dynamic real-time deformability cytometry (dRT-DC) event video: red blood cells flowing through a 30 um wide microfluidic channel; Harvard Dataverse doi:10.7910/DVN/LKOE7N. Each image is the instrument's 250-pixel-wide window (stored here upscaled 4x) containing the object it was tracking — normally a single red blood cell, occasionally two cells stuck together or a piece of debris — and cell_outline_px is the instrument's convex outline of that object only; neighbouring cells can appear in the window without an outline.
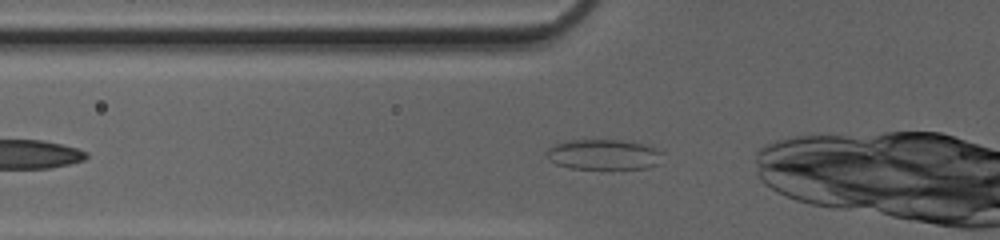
{"species": "common noctule bat (a hibernating species)", "species_latin": "Nyctalus noctula", "temperature_condition": "cold", "stored_images_in_passage": 29, "camera_frame_rate_fps": 3000, "um_per_image_px": 0.085, "animal": {"sex": "female", "body_mass_g": 20.0, "forearm_length_mm": 54.0}, "frame": {"image": 1, "passage_image": 2, "time_ms": 0.333, "image_size_px": [1000, 240], "cell_outline_px": [[664, 152], [660, 164], [648, 168], [568, 168], [556, 164], [548, 160], [544, 152], [552, 144], [568, 140], [632, 140], [652, 144]], "centroid_in_image_um": [51.37, 13.11], "position_along_channel_um": 74.4, "area_um2": 21.27}}
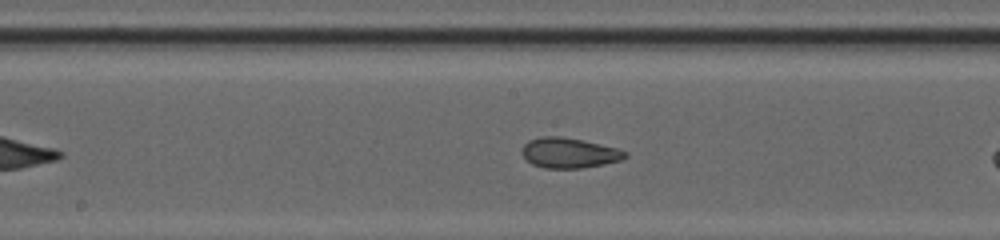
{"frame": {"image": 2, "passage_image": 11, "time_ms": 3.333, "image_size_px": [1000, 240], "cell_outline_px": [[628, 156], [624, 160], [604, 164], [580, 168], [544, 168], [532, 164], [520, 152], [520, 148], [528, 140], [540, 136], [560, 136], [584, 140], [616, 148], [628, 152]], "centroid_in_image_um": [48.37, 12.99], "position_along_channel_um": 199.8, "area_um2": 18.38}}
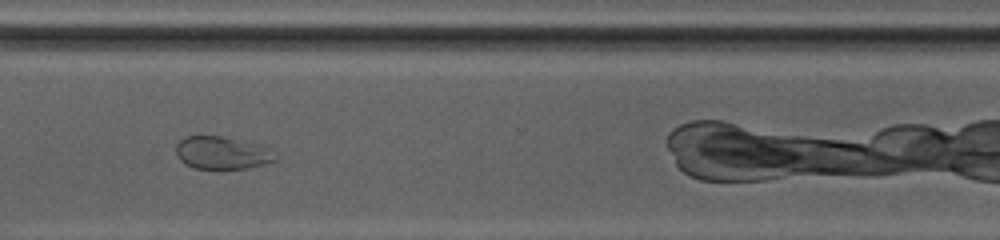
{"frame": {"image": 3, "passage_image": 22, "time_ms": 7.0, "image_size_px": [1000, 240], "cell_outline_px": [[276, 160], [264, 164], [248, 168], [192, 168], [184, 164], [176, 156], [176, 144], [184, 136], [224, 136], [264, 144], [276, 156]], "centroid_in_image_um": [18.87, 12.97], "position_along_channel_um": 351.7, "area_um2": 19.19}, "authors_computed_cell_mechanics": {"area_um2": 18.3804, "velocity_mm_per_s": 4.1646, "shape_relaxation_time_tau1_ms": null, "shape_relaxation_time_tau2_ms": 0.8741, "deformation_change_tau1": null, "deformation_change_tau2": 0.0573}}